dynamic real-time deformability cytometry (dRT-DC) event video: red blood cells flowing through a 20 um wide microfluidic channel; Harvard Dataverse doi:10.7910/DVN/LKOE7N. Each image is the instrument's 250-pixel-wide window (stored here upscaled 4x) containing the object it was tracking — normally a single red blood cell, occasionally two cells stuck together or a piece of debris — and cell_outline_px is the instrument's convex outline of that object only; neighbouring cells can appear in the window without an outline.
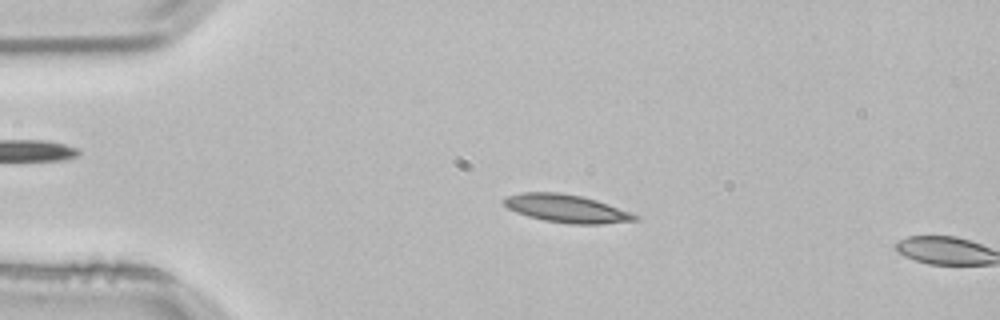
{"species": "common noctule bat (a hibernating species)", "species_latin": "Nyctalus noctula", "temperature_condition": "room temperature", "stored_images_in_passage": 13, "camera_frame_rate_fps": 3000, "um_per_image_px": 0.085, "animal": {"sex": "male", "body_mass_g": 21.5, "forearm_length_mm": 52.0}, "frame": {"image": 1, "passage_image": 11, "time_ms": 3.333, "image_size_px": [1000, 320], "cell_outline_px": [[640, 216], [636, 220], [600, 224], [572, 224], [544, 220], [528, 216], [516, 212], [508, 208], [504, 204], [504, 200], [508, 196], [524, 192], [560, 192], [584, 196], [608, 204]], "centroid_in_image_um": [48.16, 17.72], "position_along_channel_um": 36.8, "area_um2": 21.15}}